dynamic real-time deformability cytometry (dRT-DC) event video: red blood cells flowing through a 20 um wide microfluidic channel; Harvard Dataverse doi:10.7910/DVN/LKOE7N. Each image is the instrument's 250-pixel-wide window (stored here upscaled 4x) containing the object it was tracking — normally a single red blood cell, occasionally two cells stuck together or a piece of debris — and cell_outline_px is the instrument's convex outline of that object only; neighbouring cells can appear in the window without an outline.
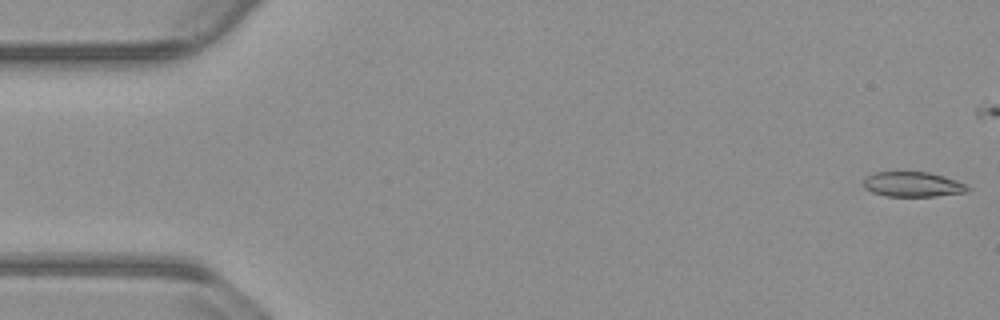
{"species": "common noctule bat (a hibernating species)", "species_latin": "Nyctalus noctula", "temperature_condition": "warm", "stored_images_in_passage": 43, "camera_frame_rate_fps": 3000, "um_per_image_px": 0.085, "animal": {"sex": "male", "body_mass_g": 23.1, "forearm_length_mm": 52.7}, "frame": {"image": 1, "passage_image": 1, "time_ms": 0.0, "image_size_px": [1000, 320], "cell_outline_px": [[972, 188], [968, 192], [936, 196], [888, 196], [872, 192], [864, 188], [864, 176], [872, 172], [928, 172], [944, 176], [956, 180]], "centroid_in_image_um": [77.58, 15.66], "position_along_channel_um": 7.4, "area_um2": 15.26}}
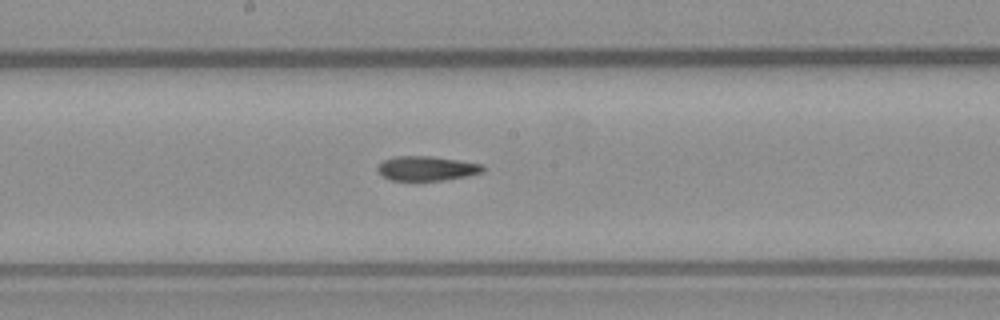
{"frame": {"image": 2, "passage_image": 28, "time_ms": 9.0, "image_size_px": [1000, 320], "cell_outline_px": [[484, 172], [468, 176], [444, 180], [388, 180], [380, 176], [376, 168], [384, 160], [396, 156], [432, 156], [484, 164]], "centroid_in_image_um": [36.27, 14.32], "position_along_channel_um": 211.9, "area_um2": 15.2}}
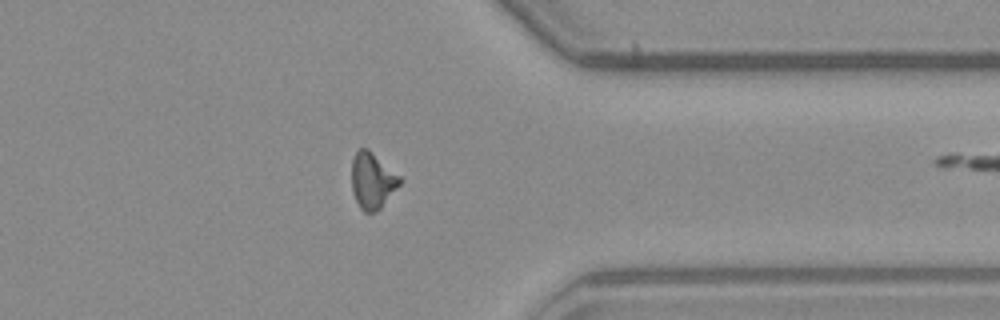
{"frame": {"image": 3, "passage_image": 42, "time_ms": 13.667, "image_size_px": [1000, 320], "cell_outline_px": [[404, 180], [380, 208], [376, 212], [364, 212], [360, 208], [352, 192], [352, 160], [356, 152], [360, 148], [368, 148], [400, 176]], "centroid_in_image_um": [31.66, 15.35], "position_along_channel_um": 379.7, "area_um2": 15.72}}